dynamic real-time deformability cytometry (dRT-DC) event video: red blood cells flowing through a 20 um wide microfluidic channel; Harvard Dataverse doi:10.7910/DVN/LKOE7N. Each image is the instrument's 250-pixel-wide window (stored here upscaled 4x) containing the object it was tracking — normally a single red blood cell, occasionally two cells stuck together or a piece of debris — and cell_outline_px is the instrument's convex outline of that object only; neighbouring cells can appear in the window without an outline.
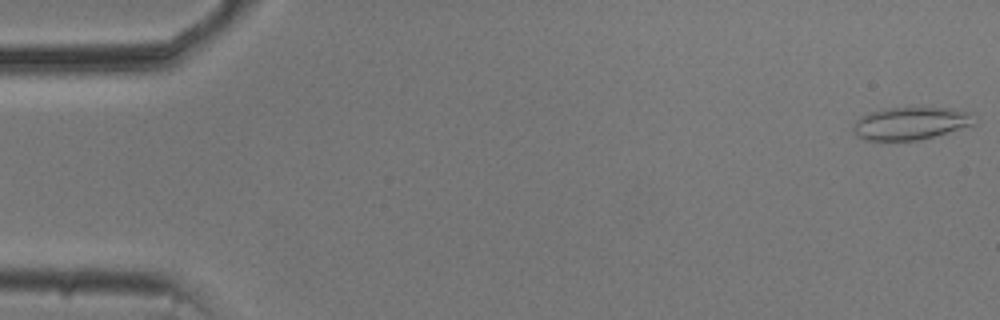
{"species": "common noctule bat (a hibernating species)", "species_latin": "Nyctalus noctula", "temperature_condition": "cold", "stored_images_in_passage": 49, "camera_frame_rate_fps": 3000, "um_per_image_px": 0.085, "animal": {"sex": "male", "body_mass_g": 20.5, "forearm_length_mm": 52.5}, "frame": {"image": 1, "passage_image": 1, "time_ms": 0.0, "image_size_px": [1000, 320], "cell_outline_px": [[976, 124], [932, 136], [916, 140], [868, 140], [856, 136], [852, 128], [856, 120], [860, 116], [884, 108], [912, 104], [948, 108], [976, 112]], "centroid_in_image_um": [77.46, 10.41], "position_along_channel_um": 7.5, "area_um2": 23.93}}
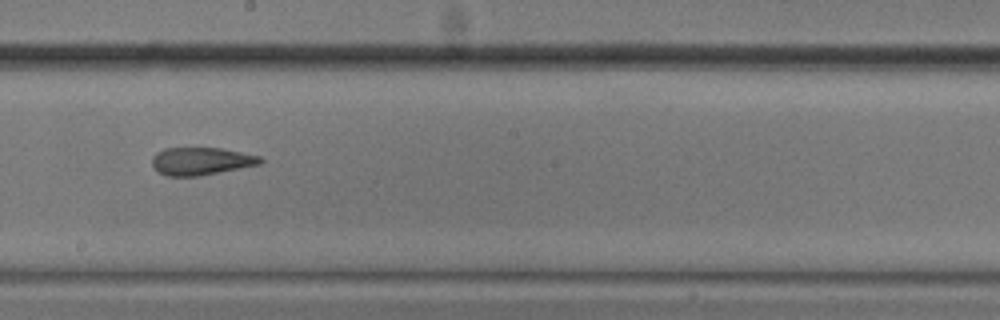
{"frame": {"image": 2, "passage_image": 30, "time_ms": 9.667, "image_size_px": [1000, 320], "cell_outline_px": [[264, 160], [260, 164], [196, 176], [168, 176], [160, 172], [152, 164], [152, 156], [156, 152], [164, 148], [220, 148], [260, 156]], "centroid_in_image_um": [17.07, 13.68], "position_along_channel_um": 231.1, "area_um2": 17.17}}
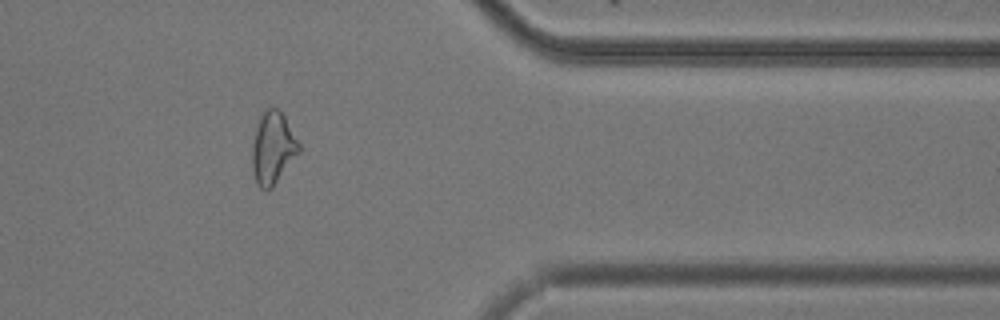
{"frame": {"image": 3, "passage_image": 44, "time_ms": 14.333, "image_size_px": [1000, 320], "cell_outline_px": [[300, 152], [272, 188], [268, 192], [260, 188], [256, 184], [252, 168], [252, 144], [256, 128], [260, 116], [268, 108], [276, 108], [284, 116], [300, 144]], "centroid_in_image_um": [23.18, 12.63], "position_along_channel_um": 388.2, "area_um2": 19.65}}